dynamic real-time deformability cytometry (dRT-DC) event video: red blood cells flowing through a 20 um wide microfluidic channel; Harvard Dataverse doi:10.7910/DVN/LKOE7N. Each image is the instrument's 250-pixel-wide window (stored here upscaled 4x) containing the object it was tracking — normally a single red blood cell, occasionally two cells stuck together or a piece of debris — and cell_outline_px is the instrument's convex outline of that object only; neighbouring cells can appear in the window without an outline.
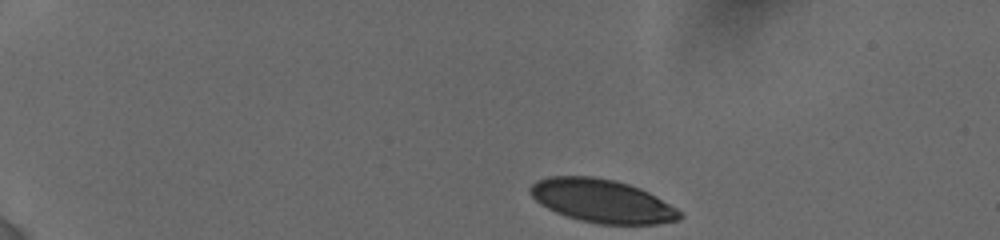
{"species": "human", "species_latin": "Homo sapiens", "temperature_condition": "cold", "stored_images_in_passage": 18, "camera_frame_rate_fps": 3000, "um_per_image_px": 0.085, "donor": {"sex": "female"}, "frame": {"image": 1, "passage_image": 1, "time_ms": 0.0, "image_size_px": [1000, 240], "cell_outline_px": [[684, 216], [680, 220], [656, 224], [600, 224], [580, 220], [556, 212], [540, 204], [528, 192], [528, 188], [536, 180], [548, 176], [592, 176], [616, 180], [640, 188], [656, 196], [684, 212]], "centroid_in_image_um": [51.2, 17.07], "position_along_channel_um": 33.8, "area_um2": 37.92}}
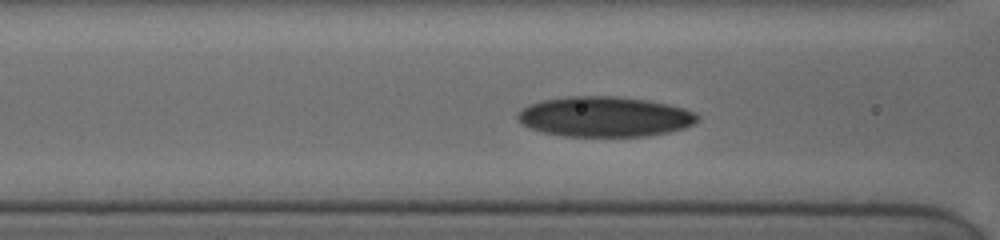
{"frame": {"image": 2, "passage_image": 10, "time_ms": 4.667, "image_size_px": [1000, 240], "cell_outline_px": [[700, 120], [696, 124], [684, 128], [668, 132], [648, 136], [564, 136], [544, 132], [532, 128], [524, 124], [516, 116], [520, 108], [528, 104], [540, 100], [568, 96], [616, 96], [644, 100], [668, 104], [684, 108], [696, 112], [700, 116]], "centroid_in_image_um": [51.43, 9.91], "position_along_channel_um": 115.2, "area_um2": 42.31}}
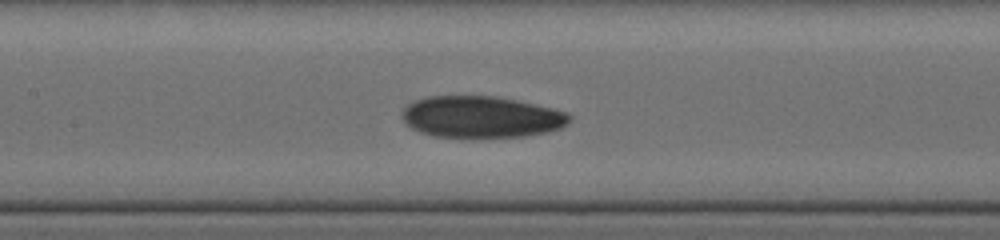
{"frame": {"image": 3, "passage_image": 15, "time_ms": 6.0, "image_size_px": [1000, 240], "cell_outline_px": [[572, 120], [568, 124], [560, 128], [548, 132], [528, 136], [480, 140], [472, 140], [432, 136], [420, 132], [404, 124], [400, 116], [400, 112], [408, 104], [416, 100], [428, 96], [492, 96], [516, 100], [552, 108], [564, 112], [572, 116]], "centroid_in_image_um": [40.87, 9.99], "position_along_channel_um": 166.5, "area_um2": 41.96}}